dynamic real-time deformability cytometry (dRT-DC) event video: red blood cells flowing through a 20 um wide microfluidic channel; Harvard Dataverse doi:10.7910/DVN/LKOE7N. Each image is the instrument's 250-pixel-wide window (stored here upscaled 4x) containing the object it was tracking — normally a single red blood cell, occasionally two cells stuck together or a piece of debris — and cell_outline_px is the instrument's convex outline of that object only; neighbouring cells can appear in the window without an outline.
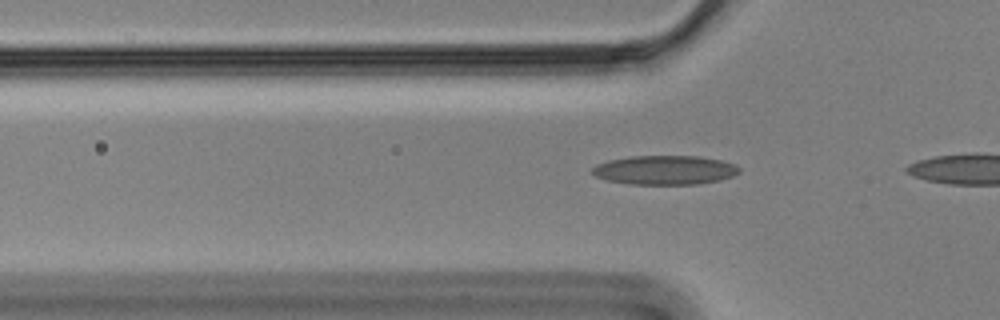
{"species": "Egyptian fruit bat (a non-hibernating species)", "species_latin": "Rousettus aegyptiacus", "temperature_condition": "cold", "stored_images_in_passage": 15, "camera_frame_rate_fps": 3000, "um_per_image_px": 0.085, "animal": {"sex": "male"}, "frame": {"image": 1, "passage_image": 13, "time_ms": 4.0, "image_size_px": [1000, 320], "cell_outline_px": [[740, 172], [732, 176], [720, 180], [696, 184], [628, 184], [608, 180], [596, 176], [592, 172], [592, 168], [596, 164], [608, 160], [628, 156], [696, 156], [720, 160], [736, 164], [740, 168]], "centroid_in_image_um": [56.51, 14.45], "position_along_channel_um": 69.3, "area_um2": 24.97}}